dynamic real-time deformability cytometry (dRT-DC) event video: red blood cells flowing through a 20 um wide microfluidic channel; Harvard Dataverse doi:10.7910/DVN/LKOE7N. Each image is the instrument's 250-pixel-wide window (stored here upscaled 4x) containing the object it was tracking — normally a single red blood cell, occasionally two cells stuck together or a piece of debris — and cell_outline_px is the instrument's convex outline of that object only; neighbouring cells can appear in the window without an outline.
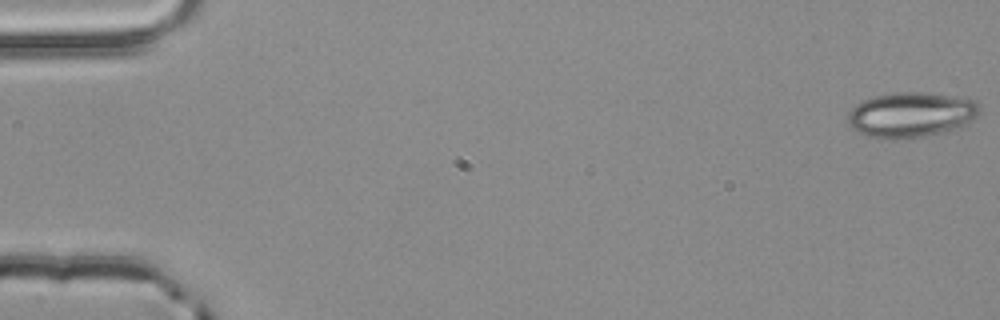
{"species": "common noctule bat (a hibernating species)", "species_latin": "Nyctalus noctula", "temperature_condition": "room temperature", "stored_images_in_passage": 4, "camera_frame_rate_fps": 3000, "um_per_image_px": 0.085, "animal": {"sex": "male", "body_mass_g": 20.4}, "frame": {"image": 1, "passage_image": 1, "time_ms": 0.0, "image_size_px": [1000, 320], "cell_outline_px": [[980, 112], [968, 124], [944, 132], [924, 136], [892, 140], [868, 136], [852, 128], [848, 124], [848, 112], [856, 104], [864, 100], [876, 96], [896, 92], [920, 92], [952, 96], [976, 100], [980, 104]], "centroid_in_image_um": [77.45, 9.76], "position_along_channel_um": 7.5, "area_um2": 34.68}}